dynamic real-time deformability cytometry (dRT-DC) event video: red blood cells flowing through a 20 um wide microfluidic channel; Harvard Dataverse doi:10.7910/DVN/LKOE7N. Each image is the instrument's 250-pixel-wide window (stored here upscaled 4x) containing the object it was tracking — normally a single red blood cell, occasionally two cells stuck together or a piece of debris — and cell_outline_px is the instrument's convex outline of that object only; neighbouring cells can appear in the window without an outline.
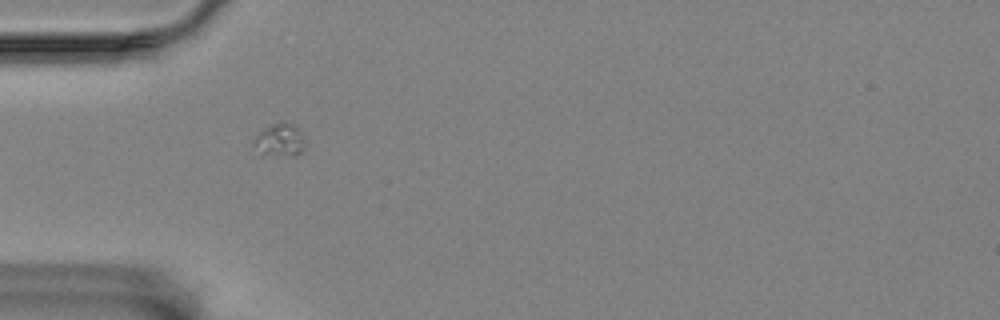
{"species": "Egyptian fruit bat (a non-hibernating species)", "species_latin": "Rousettus aegyptiacus", "temperature_condition": "room temperature", "stored_images_in_passage": 41, "camera_frame_rate_fps": 3000, "um_per_image_px": 0.085, "animal": {"sex": "female"}, "frame": {"image": 1, "passage_image": 1, "time_ms": 0.0, "image_size_px": [1000, 320], "cell_outline_px": [[304, 148], [296, 156], [256, 156], [252, 144], [252, 140], [268, 124], [280, 120], [288, 120], [304, 136]], "centroid_in_image_um": [23.7, 11.92], "position_along_channel_um": 61.3, "area_um2": 10.64}}
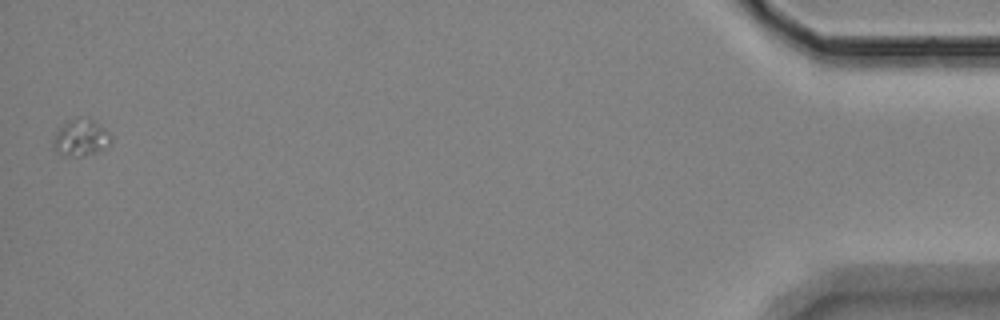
{"frame": {"image": 2, "passage_image": 41, "time_ms": 13.333, "image_size_px": [1000, 320], "cell_outline_px": [[112, 144], [96, 152], [80, 156], [60, 156], [52, 148], [52, 140], [56, 132], [68, 120], [76, 116], [80, 116], [92, 120], [100, 124], [112, 132]], "centroid_in_image_um": [6.88, 11.7], "position_along_channel_um": 428.3, "area_um2": 12.83}}